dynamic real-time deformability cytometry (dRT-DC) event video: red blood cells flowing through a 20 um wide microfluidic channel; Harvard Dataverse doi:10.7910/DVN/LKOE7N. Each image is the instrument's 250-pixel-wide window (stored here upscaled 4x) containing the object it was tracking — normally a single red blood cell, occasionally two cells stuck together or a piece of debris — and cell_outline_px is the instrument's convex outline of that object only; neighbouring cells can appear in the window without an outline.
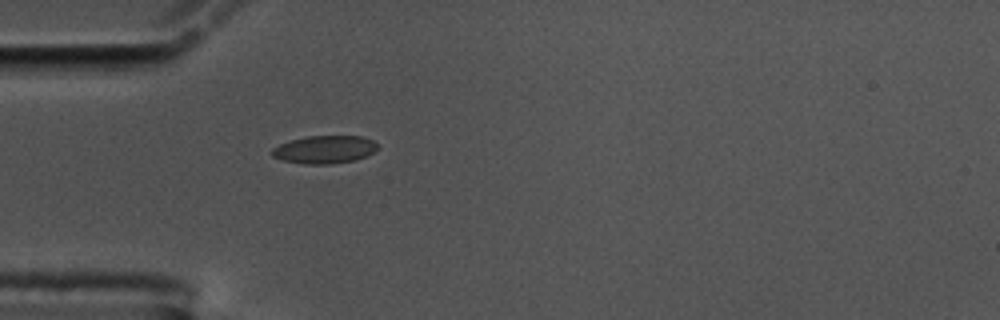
{"species": "common noctule bat (a hibernating species)", "species_latin": "Nyctalus noctula", "temperature_condition": "cold", "stored_images_in_passage": 35, "camera_frame_rate_fps": 3000, "um_per_image_px": 0.085, "animal": {"sex": "male", "body_mass_g": 17.5, "forearm_length_mm": 52.3}, "frame": {"image": 1, "passage_image": 1, "time_ms": 0.0, "image_size_px": [1000, 320], "cell_outline_px": [[376, 148], [372, 152], [356, 160], [328, 164], [304, 164], [284, 160], [272, 156], [272, 148], [280, 144], [292, 140], [308, 136], [364, 136], [372, 140], [376, 144]], "centroid_in_image_um": [27.57, 12.7], "position_along_channel_um": 57.4, "area_um2": 16.88}}
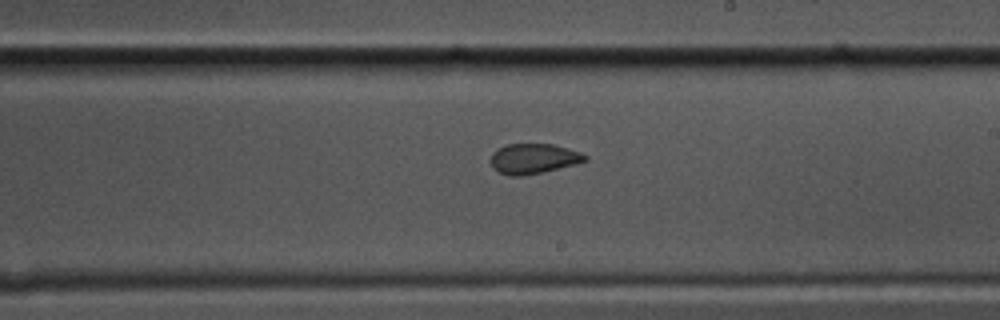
{"frame": {"image": 2, "passage_image": 17, "time_ms": 5.333, "image_size_px": [1000, 320], "cell_outline_px": [[588, 160], [576, 164], [544, 172], [524, 176], [508, 176], [492, 168], [492, 152], [496, 148], [508, 144], [552, 144], [568, 148], [580, 152], [588, 156]], "centroid_in_image_um": [45.36, 13.49], "position_along_channel_um": 243.6, "area_um2": 16.7}}
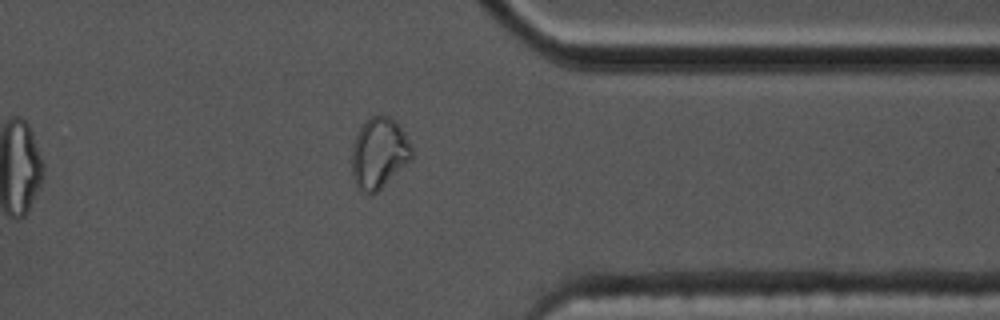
{"frame": {"image": 3, "passage_image": 29, "time_ms": 9.333, "image_size_px": [1000, 320], "cell_outline_px": [[412, 160], [372, 196], [368, 196], [360, 192], [356, 188], [352, 176], [352, 144], [356, 132], [372, 116], [388, 116], [396, 120], [404, 132], [412, 148]], "centroid_in_image_um": [32.2, 13.07], "position_along_channel_um": 379.2, "area_um2": 25.14}, "authors_computed_cell_mechanics": {"area_um2": 17.051, "velocity_mm_per_s": 3.5679, "shape_relaxation_time_tau1_ms": null, "shape_relaxation_time_tau2_ms": 1.1962, "deformation_change_tau1": null, "deformation_change_tau2": 0.0527}}